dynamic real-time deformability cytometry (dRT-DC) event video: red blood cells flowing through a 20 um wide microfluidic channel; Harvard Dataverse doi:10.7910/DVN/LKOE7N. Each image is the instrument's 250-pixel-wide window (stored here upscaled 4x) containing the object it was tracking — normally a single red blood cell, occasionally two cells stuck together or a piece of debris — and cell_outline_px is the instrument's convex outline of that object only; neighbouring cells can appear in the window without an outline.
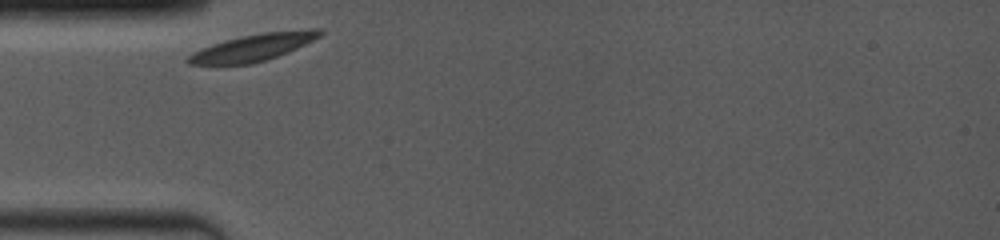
{"species": "common noctule bat (a hibernating species)", "species_latin": "Nyctalus noctula", "temperature_condition": "room temperature", "stored_images_in_passage": 38, "camera_frame_rate_fps": 4000, "um_per_image_px": 0.085, "animal": {"sex": "female", "body_mass_g": 19.0, "forearm_length_mm": 53.3}, "frame": {"image": 1, "passage_image": 1, "time_ms": 0.0, "image_size_px": [1000, 240], "cell_outline_px": [[324, 32], [320, 36], [288, 52], [268, 60], [252, 64], [188, 64], [184, 60], [192, 52], [200, 48], [212, 44], [240, 36], [260, 32], [308, 28], [324, 28]], "centroid_in_image_um": [21.55, 4.01], "position_along_channel_um": 63.5, "area_um2": 21.04}}
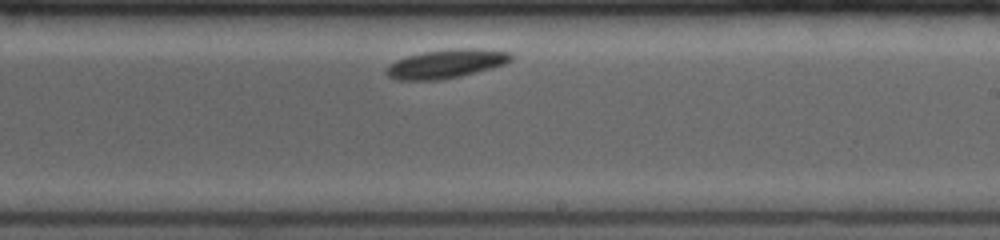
{"frame": {"image": 2, "passage_image": 22, "time_ms": 5.25, "image_size_px": [1000, 240], "cell_outline_px": [[516, 56], [512, 60], [504, 64], [476, 72], [460, 76], [440, 80], [396, 80], [388, 76], [384, 72], [384, 68], [388, 64], [396, 60], [408, 56], [424, 52], [452, 48], [476, 48], [512, 52]], "centroid_in_image_um": [37.92, 5.42], "position_along_channel_um": 251.1, "area_um2": 21.15}}
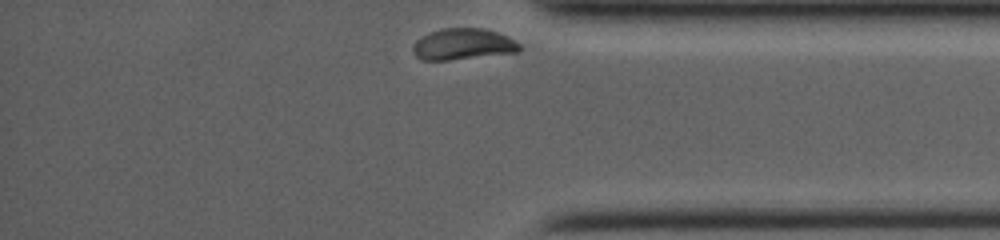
{"frame": {"image": 3, "passage_image": 38, "time_ms": 9.25, "image_size_px": [1000, 240], "cell_outline_px": [[520, 52], [448, 60], [420, 60], [412, 52], [412, 48], [416, 40], [432, 32], [444, 28], [484, 28], [496, 32], [520, 44]], "centroid_in_image_um": [39.33, 3.77], "position_along_channel_um": 395.9, "area_um2": 19.19}, "authors_computed_cell_mechanics": {"area_um2": 20.6346, "velocity_mm_per_s": 3.6021, "shape_relaxation_time_tau1_ms": 0.6974, "shape_relaxation_time_tau2_ms": null, "deformation_change_tau1": 0.0358, "deformation_change_tau2": null}}